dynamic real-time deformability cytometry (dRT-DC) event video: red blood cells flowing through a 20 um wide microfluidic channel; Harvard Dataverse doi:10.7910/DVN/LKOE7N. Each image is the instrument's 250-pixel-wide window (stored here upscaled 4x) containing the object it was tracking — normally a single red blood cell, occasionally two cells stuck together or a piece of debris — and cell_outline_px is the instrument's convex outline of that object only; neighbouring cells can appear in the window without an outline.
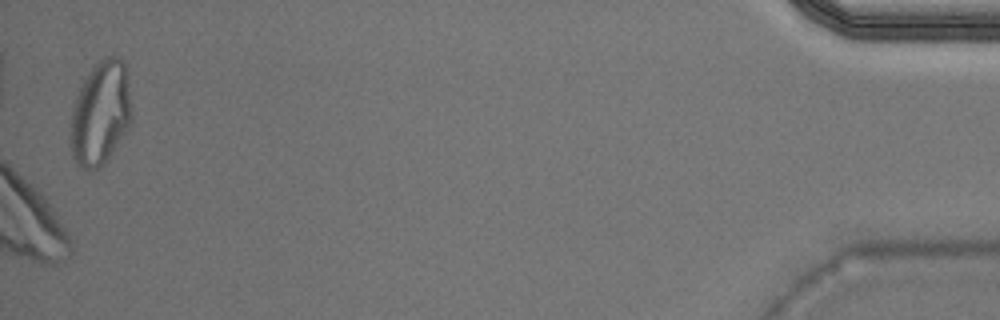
{"species": "Egyptian fruit bat (a non-hibernating species)", "species_latin": "Rousettus aegyptiacus", "temperature_condition": "warm", "stored_images_in_passage": 28, "camera_frame_rate_fps": 3000, "um_per_image_px": 0.085, "animal": {"sex": "male"}, "frame": {"image": 1, "passage_image": 28, "time_ms": 9.0, "image_size_px": [1000, 320], "cell_outline_px": [[132, 120], [128, 128], [104, 164], [100, 168], [92, 172], [80, 168], [76, 164], [72, 156], [72, 112], [76, 96], [84, 80], [92, 68], [100, 60], [108, 56], [120, 56], [124, 64], [132, 116]], "centroid_in_image_um": [8.54, 9.67], "position_along_channel_um": 426.7, "area_um2": 36.47}}